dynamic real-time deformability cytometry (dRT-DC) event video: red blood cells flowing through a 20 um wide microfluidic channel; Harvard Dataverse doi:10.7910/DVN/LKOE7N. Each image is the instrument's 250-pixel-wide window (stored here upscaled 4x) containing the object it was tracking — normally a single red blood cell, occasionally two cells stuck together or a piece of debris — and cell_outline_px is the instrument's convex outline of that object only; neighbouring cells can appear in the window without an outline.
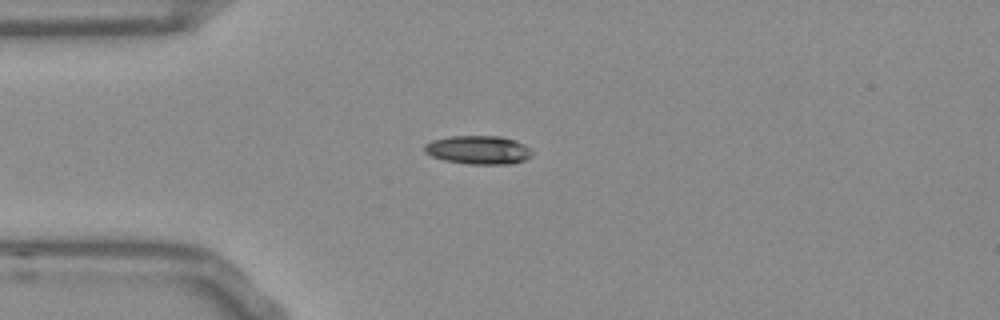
{"species": "Egyptian fruit bat (a non-hibernating species)", "species_latin": "Rousettus aegyptiacus", "temperature_condition": "room temperature", "stored_images_in_passage": 41, "camera_frame_rate_fps": 3000, "um_per_image_px": 0.085, "frame": {"image": 1, "passage_image": 1, "time_ms": 0.0, "image_size_px": [1000, 320], "cell_outline_px": [[532, 152], [524, 160], [512, 164], [468, 164], [444, 160], [432, 156], [424, 152], [424, 144], [432, 140], [448, 136], [500, 136], [516, 140], [524, 144]], "centroid_in_image_um": [40.62, 12.74], "position_along_channel_um": 44.4, "area_um2": 17.92}}
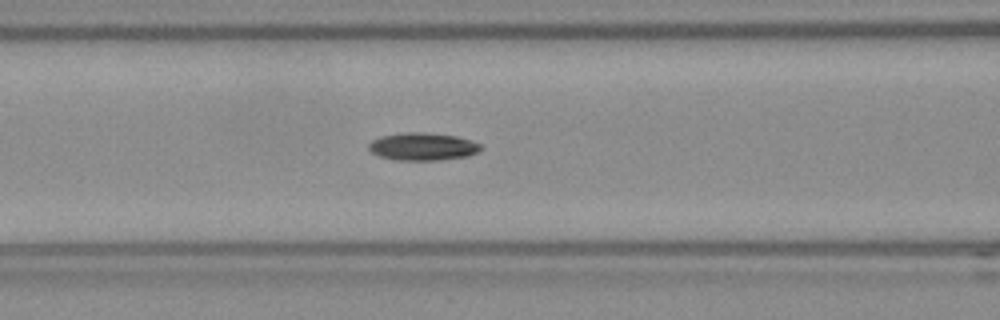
{"frame": {"image": 2, "passage_image": 9, "time_ms": 2.667, "image_size_px": [1000, 320], "cell_outline_px": [[480, 148], [476, 152], [468, 156], [440, 160], [396, 160], [380, 156], [372, 152], [368, 148], [368, 144], [372, 140], [380, 136], [404, 132], [424, 132], [456, 136], [480, 144]], "centroid_in_image_um": [35.88, 12.45], "position_along_channel_um": 130.7, "area_um2": 17.92}}
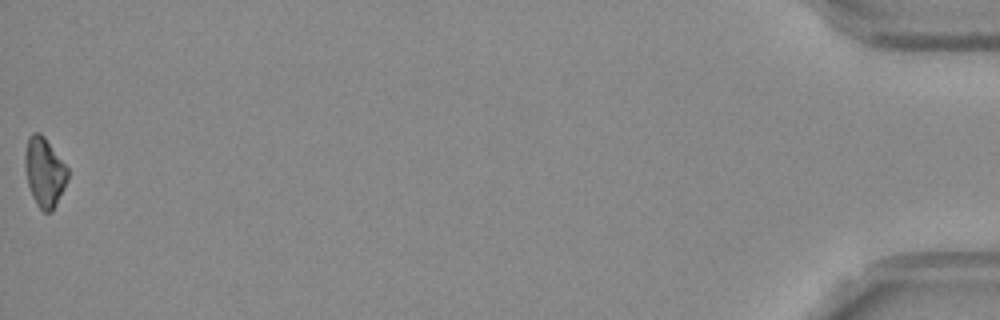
{"frame": {"image": 3, "passage_image": 41, "time_ms": 13.333, "image_size_px": [1000, 320], "cell_outline_px": [[68, 180], [52, 212], [44, 212], [36, 204], [32, 196], [28, 184], [24, 164], [24, 156], [28, 136], [32, 132], [40, 132], [44, 136], [68, 168]], "centroid_in_image_um": [3.77, 14.61], "position_along_channel_um": 431.4, "area_um2": 17.28}, "authors_computed_cell_mechanics": {"area_um2": 17.5134, "velocity_mm_per_s": 3.8045, "shape_relaxation_time_tau1_ms": 4.9123, "shape_relaxation_time_tau2_ms": null, "deformation_change_tau1": 0.116, "deformation_change_tau2": null}}